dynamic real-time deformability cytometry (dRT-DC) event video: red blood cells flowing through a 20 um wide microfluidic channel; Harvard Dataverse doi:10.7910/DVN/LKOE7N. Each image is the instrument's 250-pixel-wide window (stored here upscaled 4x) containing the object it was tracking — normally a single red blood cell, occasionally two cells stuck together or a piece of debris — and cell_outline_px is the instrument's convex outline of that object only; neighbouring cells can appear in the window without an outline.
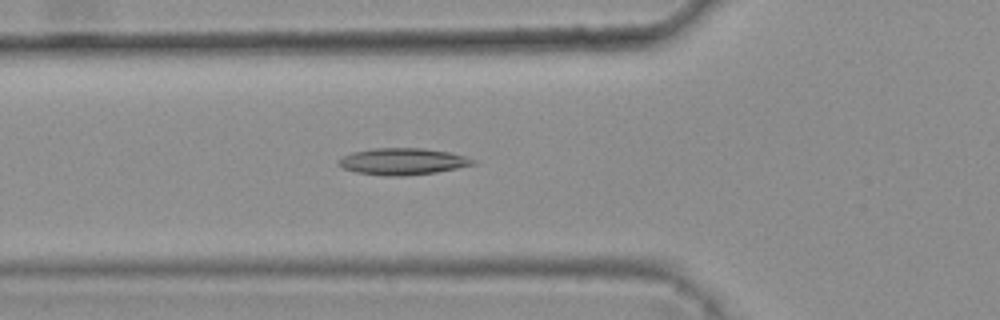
{"species": "common noctule bat (a hibernating species)", "species_latin": "Nyctalus noctula", "temperature_condition": "warm", "stored_images_in_passage": 40, "camera_frame_rate_fps": 3000, "um_per_image_px": 0.085, "animal": {"sex": "female", "body_mass_g": 25.1}, "frame": {"image": 1, "passage_image": 18, "time_ms": 5.667, "image_size_px": [1000, 320], "cell_outline_px": [[476, 164], [436, 172], [404, 176], [380, 176], [356, 172], [344, 168], [336, 164], [336, 160], [352, 152], [372, 148], [424, 148], [448, 152], [464, 156], [476, 160]], "centroid_in_image_um": [34.18, 13.72], "position_along_channel_um": 91.6, "area_um2": 20.98}}
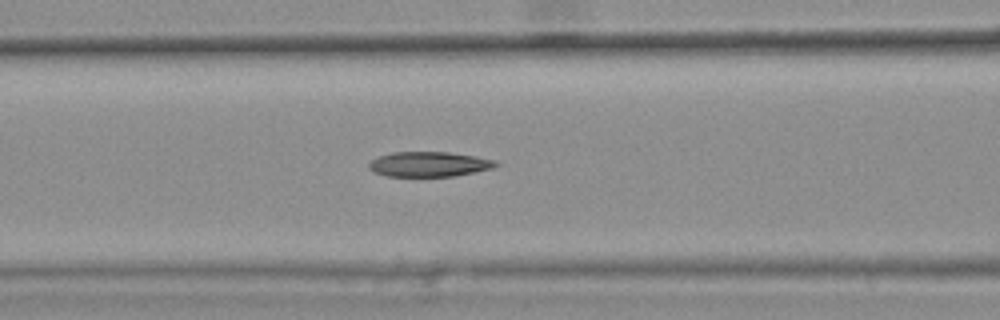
{"frame": {"image": 2, "passage_image": 21, "time_ms": 6.667, "image_size_px": [1000, 320], "cell_outline_px": [[500, 164], [492, 168], [452, 176], [388, 176], [376, 172], [368, 168], [368, 164], [376, 156], [392, 152], [448, 152], [476, 156], [492, 160]], "centroid_in_image_um": [36.42, 13.94], "position_along_channel_um": 130.2, "area_um2": 18.26}}
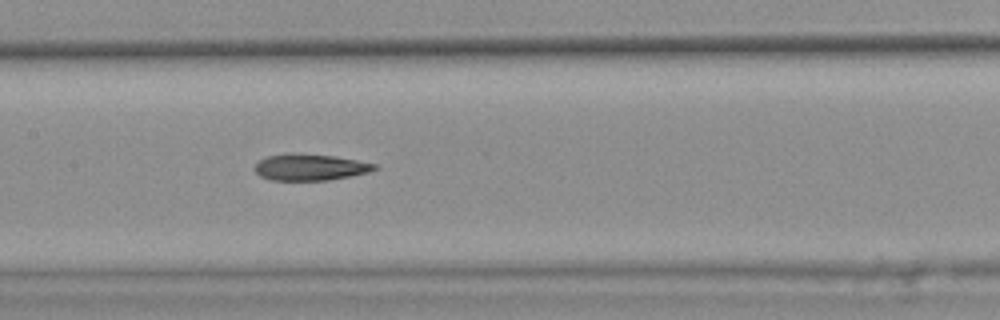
{"frame": {"image": 3, "passage_image": 25, "time_ms": 8.0, "image_size_px": [1000, 320], "cell_outline_px": [[380, 168], [368, 172], [328, 180], [272, 180], [260, 176], [256, 172], [256, 164], [264, 156], [284, 152], [296, 152], [332, 156], [356, 160], [376, 164]], "centroid_in_image_um": [26.32, 14.19], "position_along_channel_um": 181.1, "area_um2": 18.55}, "authors_computed_cell_mechanics": {"area_um2": 19.3919, "velocity_mm_per_s": 3.824, "shape_relaxation_time_tau1_ms": null, "shape_relaxation_time_tau2_ms": 5.1215, "deformation_change_tau1": null, "deformation_change_tau2": 0.164}}